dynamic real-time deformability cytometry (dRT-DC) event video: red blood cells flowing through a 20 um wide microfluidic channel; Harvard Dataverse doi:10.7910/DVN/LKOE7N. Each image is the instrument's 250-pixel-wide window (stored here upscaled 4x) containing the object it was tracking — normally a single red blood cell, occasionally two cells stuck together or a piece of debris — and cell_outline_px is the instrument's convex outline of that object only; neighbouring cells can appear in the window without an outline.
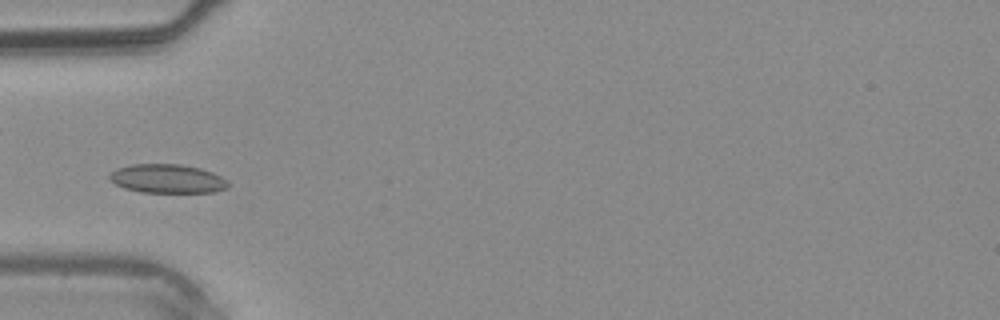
{"species": "common noctule bat (a hibernating species)", "species_latin": "Nyctalus noctula", "temperature_condition": "warm", "stored_images_in_passage": 27, "camera_frame_rate_fps": 3000, "um_per_image_px": 0.085, "animal": {"sex": "male", "body_mass_g": 20.4}, "frame": {"image": 1, "passage_image": 5, "time_ms": 1.333, "image_size_px": [1000, 320], "cell_outline_px": [[228, 188], [212, 192], [140, 192], [124, 188], [108, 180], [108, 176], [116, 168], [132, 164], [180, 164], [200, 168], [212, 172], [228, 180]], "centroid_in_image_um": [14.2, 15.18], "position_along_channel_um": 70.8, "area_um2": 20.0}}
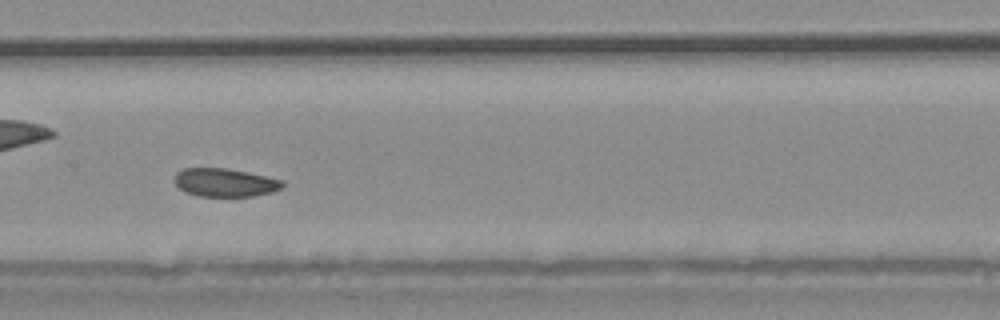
{"frame": {"image": 2, "passage_image": 12, "time_ms": 3.667, "image_size_px": [1000, 320], "cell_outline_px": [[284, 184], [280, 188], [272, 192], [252, 196], [200, 196], [188, 192], [180, 188], [172, 180], [176, 172], [184, 168], [228, 168], [248, 172], [284, 180]], "centroid_in_image_um": [19.11, 15.5], "position_along_channel_um": 188.3, "area_um2": 17.8}}